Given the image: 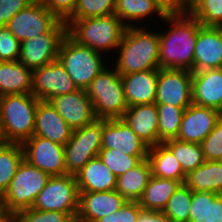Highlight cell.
I'll list each match as a JSON object with an SVG mask.
<instances>
[{"mask_svg": "<svg viewBox=\"0 0 222 222\" xmlns=\"http://www.w3.org/2000/svg\"><path fill=\"white\" fill-rule=\"evenodd\" d=\"M166 31H159L160 69H183L193 72L194 50L202 24L190 13L165 16Z\"/></svg>", "mask_w": 222, "mask_h": 222, "instance_id": "cell-1", "label": "cell"}, {"mask_svg": "<svg viewBox=\"0 0 222 222\" xmlns=\"http://www.w3.org/2000/svg\"><path fill=\"white\" fill-rule=\"evenodd\" d=\"M146 26L126 27L112 60L113 67L122 76L135 72L160 69L159 31ZM118 52V53H117ZM118 54V55H117ZM115 61V62H113Z\"/></svg>", "mask_w": 222, "mask_h": 222, "instance_id": "cell-2", "label": "cell"}, {"mask_svg": "<svg viewBox=\"0 0 222 222\" xmlns=\"http://www.w3.org/2000/svg\"><path fill=\"white\" fill-rule=\"evenodd\" d=\"M65 23L67 34L74 41L103 55L106 51L110 55L113 50L112 60L126 29L115 14L95 18L67 19Z\"/></svg>", "mask_w": 222, "mask_h": 222, "instance_id": "cell-3", "label": "cell"}, {"mask_svg": "<svg viewBox=\"0 0 222 222\" xmlns=\"http://www.w3.org/2000/svg\"><path fill=\"white\" fill-rule=\"evenodd\" d=\"M38 102L32 94L0 96V129L4 142L22 144L33 136Z\"/></svg>", "mask_w": 222, "mask_h": 222, "instance_id": "cell-4", "label": "cell"}, {"mask_svg": "<svg viewBox=\"0 0 222 222\" xmlns=\"http://www.w3.org/2000/svg\"><path fill=\"white\" fill-rule=\"evenodd\" d=\"M85 90L96 119L122 118L128 108L121 76L112 65H107Z\"/></svg>", "mask_w": 222, "mask_h": 222, "instance_id": "cell-5", "label": "cell"}, {"mask_svg": "<svg viewBox=\"0 0 222 222\" xmlns=\"http://www.w3.org/2000/svg\"><path fill=\"white\" fill-rule=\"evenodd\" d=\"M104 56L88 46L77 43L66 34L61 41L57 59L77 88L86 89L91 81L107 67V63H110Z\"/></svg>", "mask_w": 222, "mask_h": 222, "instance_id": "cell-6", "label": "cell"}, {"mask_svg": "<svg viewBox=\"0 0 222 222\" xmlns=\"http://www.w3.org/2000/svg\"><path fill=\"white\" fill-rule=\"evenodd\" d=\"M49 178L50 175L23 160L8 189L0 197V204L12 214L31 208Z\"/></svg>", "mask_w": 222, "mask_h": 222, "instance_id": "cell-7", "label": "cell"}, {"mask_svg": "<svg viewBox=\"0 0 222 222\" xmlns=\"http://www.w3.org/2000/svg\"><path fill=\"white\" fill-rule=\"evenodd\" d=\"M103 119L73 130L64 145L66 174L76 175L102 148Z\"/></svg>", "mask_w": 222, "mask_h": 222, "instance_id": "cell-8", "label": "cell"}, {"mask_svg": "<svg viewBox=\"0 0 222 222\" xmlns=\"http://www.w3.org/2000/svg\"><path fill=\"white\" fill-rule=\"evenodd\" d=\"M79 199L80 192L75 175L50 176L31 208L69 213L76 219Z\"/></svg>", "mask_w": 222, "mask_h": 222, "instance_id": "cell-9", "label": "cell"}, {"mask_svg": "<svg viewBox=\"0 0 222 222\" xmlns=\"http://www.w3.org/2000/svg\"><path fill=\"white\" fill-rule=\"evenodd\" d=\"M66 34L67 25L60 20L48 33L22 41L18 61L34 70L57 60L61 41Z\"/></svg>", "mask_w": 222, "mask_h": 222, "instance_id": "cell-10", "label": "cell"}, {"mask_svg": "<svg viewBox=\"0 0 222 222\" xmlns=\"http://www.w3.org/2000/svg\"><path fill=\"white\" fill-rule=\"evenodd\" d=\"M60 20L40 0L15 14L6 27L20 41L48 33Z\"/></svg>", "mask_w": 222, "mask_h": 222, "instance_id": "cell-11", "label": "cell"}, {"mask_svg": "<svg viewBox=\"0 0 222 222\" xmlns=\"http://www.w3.org/2000/svg\"><path fill=\"white\" fill-rule=\"evenodd\" d=\"M24 160L50 176L66 175L64 146L32 136L22 143Z\"/></svg>", "mask_w": 222, "mask_h": 222, "instance_id": "cell-12", "label": "cell"}, {"mask_svg": "<svg viewBox=\"0 0 222 222\" xmlns=\"http://www.w3.org/2000/svg\"><path fill=\"white\" fill-rule=\"evenodd\" d=\"M192 71L159 69L155 104L188 108L192 104Z\"/></svg>", "mask_w": 222, "mask_h": 222, "instance_id": "cell-13", "label": "cell"}, {"mask_svg": "<svg viewBox=\"0 0 222 222\" xmlns=\"http://www.w3.org/2000/svg\"><path fill=\"white\" fill-rule=\"evenodd\" d=\"M76 90L77 86L58 59L32 70V95L41 101Z\"/></svg>", "mask_w": 222, "mask_h": 222, "instance_id": "cell-14", "label": "cell"}, {"mask_svg": "<svg viewBox=\"0 0 222 222\" xmlns=\"http://www.w3.org/2000/svg\"><path fill=\"white\" fill-rule=\"evenodd\" d=\"M49 102L72 130L82 128L96 119L85 89L54 97Z\"/></svg>", "mask_w": 222, "mask_h": 222, "instance_id": "cell-15", "label": "cell"}, {"mask_svg": "<svg viewBox=\"0 0 222 222\" xmlns=\"http://www.w3.org/2000/svg\"><path fill=\"white\" fill-rule=\"evenodd\" d=\"M101 149H116L131 156H147L149 152V146L131 130L122 118L103 119Z\"/></svg>", "mask_w": 222, "mask_h": 222, "instance_id": "cell-16", "label": "cell"}, {"mask_svg": "<svg viewBox=\"0 0 222 222\" xmlns=\"http://www.w3.org/2000/svg\"><path fill=\"white\" fill-rule=\"evenodd\" d=\"M221 117V113L217 109L191 104L184 110L176 139L184 142L201 143Z\"/></svg>", "mask_w": 222, "mask_h": 222, "instance_id": "cell-17", "label": "cell"}, {"mask_svg": "<svg viewBox=\"0 0 222 222\" xmlns=\"http://www.w3.org/2000/svg\"><path fill=\"white\" fill-rule=\"evenodd\" d=\"M127 200L116 190L80 192L76 222H96L98 219L119 211Z\"/></svg>", "mask_w": 222, "mask_h": 222, "instance_id": "cell-18", "label": "cell"}, {"mask_svg": "<svg viewBox=\"0 0 222 222\" xmlns=\"http://www.w3.org/2000/svg\"><path fill=\"white\" fill-rule=\"evenodd\" d=\"M222 68V27L198 30L194 50L193 72Z\"/></svg>", "mask_w": 222, "mask_h": 222, "instance_id": "cell-19", "label": "cell"}, {"mask_svg": "<svg viewBox=\"0 0 222 222\" xmlns=\"http://www.w3.org/2000/svg\"><path fill=\"white\" fill-rule=\"evenodd\" d=\"M192 104L220 111L222 116V68L192 72Z\"/></svg>", "mask_w": 222, "mask_h": 222, "instance_id": "cell-20", "label": "cell"}, {"mask_svg": "<svg viewBox=\"0 0 222 222\" xmlns=\"http://www.w3.org/2000/svg\"><path fill=\"white\" fill-rule=\"evenodd\" d=\"M159 69L122 75L124 98L128 107L155 103Z\"/></svg>", "mask_w": 222, "mask_h": 222, "instance_id": "cell-21", "label": "cell"}, {"mask_svg": "<svg viewBox=\"0 0 222 222\" xmlns=\"http://www.w3.org/2000/svg\"><path fill=\"white\" fill-rule=\"evenodd\" d=\"M73 130L57 113L49 101L39 100L35 114V130L33 136L46 138L65 145L71 138Z\"/></svg>", "mask_w": 222, "mask_h": 222, "instance_id": "cell-22", "label": "cell"}, {"mask_svg": "<svg viewBox=\"0 0 222 222\" xmlns=\"http://www.w3.org/2000/svg\"><path fill=\"white\" fill-rule=\"evenodd\" d=\"M122 119L149 147L158 144V110L155 103L128 107Z\"/></svg>", "mask_w": 222, "mask_h": 222, "instance_id": "cell-23", "label": "cell"}, {"mask_svg": "<svg viewBox=\"0 0 222 222\" xmlns=\"http://www.w3.org/2000/svg\"><path fill=\"white\" fill-rule=\"evenodd\" d=\"M75 178L79 192H104L116 189L117 177L99 157L91 159Z\"/></svg>", "mask_w": 222, "mask_h": 222, "instance_id": "cell-24", "label": "cell"}, {"mask_svg": "<svg viewBox=\"0 0 222 222\" xmlns=\"http://www.w3.org/2000/svg\"><path fill=\"white\" fill-rule=\"evenodd\" d=\"M32 94V70L20 61H0V96Z\"/></svg>", "mask_w": 222, "mask_h": 222, "instance_id": "cell-25", "label": "cell"}, {"mask_svg": "<svg viewBox=\"0 0 222 222\" xmlns=\"http://www.w3.org/2000/svg\"><path fill=\"white\" fill-rule=\"evenodd\" d=\"M114 14L126 27H139V23L152 20L151 16L164 21L165 15L152 0H115Z\"/></svg>", "mask_w": 222, "mask_h": 222, "instance_id": "cell-26", "label": "cell"}, {"mask_svg": "<svg viewBox=\"0 0 222 222\" xmlns=\"http://www.w3.org/2000/svg\"><path fill=\"white\" fill-rule=\"evenodd\" d=\"M151 177V167L145 158L137 166L117 177L115 190L127 201H139Z\"/></svg>", "mask_w": 222, "mask_h": 222, "instance_id": "cell-27", "label": "cell"}, {"mask_svg": "<svg viewBox=\"0 0 222 222\" xmlns=\"http://www.w3.org/2000/svg\"><path fill=\"white\" fill-rule=\"evenodd\" d=\"M184 184L192 191L222 194V163L205 161L186 174Z\"/></svg>", "mask_w": 222, "mask_h": 222, "instance_id": "cell-28", "label": "cell"}, {"mask_svg": "<svg viewBox=\"0 0 222 222\" xmlns=\"http://www.w3.org/2000/svg\"><path fill=\"white\" fill-rule=\"evenodd\" d=\"M188 222H222V194L191 190Z\"/></svg>", "mask_w": 222, "mask_h": 222, "instance_id": "cell-29", "label": "cell"}, {"mask_svg": "<svg viewBox=\"0 0 222 222\" xmlns=\"http://www.w3.org/2000/svg\"><path fill=\"white\" fill-rule=\"evenodd\" d=\"M147 159L153 176L184 183L186 174L177 159L163 143L149 147Z\"/></svg>", "mask_w": 222, "mask_h": 222, "instance_id": "cell-30", "label": "cell"}, {"mask_svg": "<svg viewBox=\"0 0 222 222\" xmlns=\"http://www.w3.org/2000/svg\"><path fill=\"white\" fill-rule=\"evenodd\" d=\"M181 184L180 181L158 178L152 175L143 196L139 200L140 207L145 211L162 212L169 198Z\"/></svg>", "mask_w": 222, "mask_h": 222, "instance_id": "cell-31", "label": "cell"}, {"mask_svg": "<svg viewBox=\"0 0 222 222\" xmlns=\"http://www.w3.org/2000/svg\"><path fill=\"white\" fill-rule=\"evenodd\" d=\"M23 160L24 150L21 143L4 142L0 145V197L8 189Z\"/></svg>", "mask_w": 222, "mask_h": 222, "instance_id": "cell-32", "label": "cell"}, {"mask_svg": "<svg viewBox=\"0 0 222 222\" xmlns=\"http://www.w3.org/2000/svg\"><path fill=\"white\" fill-rule=\"evenodd\" d=\"M163 144L177 159L185 174L201 166L206 160L200 143L184 142L178 139L164 141Z\"/></svg>", "mask_w": 222, "mask_h": 222, "instance_id": "cell-33", "label": "cell"}, {"mask_svg": "<svg viewBox=\"0 0 222 222\" xmlns=\"http://www.w3.org/2000/svg\"><path fill=\"white\" fill-rule=\"evenodd\" d=\"M158 110V144L176 139L180 130L184 108L156 104Z\"/></svg>", "mask_w": 222, "mask_h": 222, "instance_id": "cell-34", "label": "cell"}, {"mask_svg": "<svg viewBox=\"0 0 222 222\" xmlns=\"http://www.w3.org/2000/svg\"><path fill=\"white\" fill-rule=\"evenodd\" d=\"M191 203V189L184 183L169 198L163 213L173 222H188Z\"/></svg>", "mask_w": 222, "mask_h": 222, "instance_id": "cell-35", "label": "cell"}, {"mask_svg": "<svg viewBox=\"0 0 222 222\" xmlns=\"http://www.w3.org/2000/svg\"><path fill=\"white\" fill-rule=\"evenodd\" d=\"M189 12L205 27H222V0H196Z\"/></svg>", "mask_w": 222, "mask_h": 222, "instance_id": "cell-36", "label": "cell"}, {"mask_svg": "<svg viewBox=\"0 0 222 222\" xmlns=\"http://www.w3.org/2000/svg\"><path fill=\"white\" fill-rule=\"evenodd\" d=\"M98 157L116 177L126 173L147 158V156L126 155L116 149H101Z\"/></svg>", "mask_w": 222, "mask_h": 222, "instance_id": "cell-37", "label": "cell"}, {"mask_svg": "<svg viewBox=\"0 0 222 222\" xmlns=\"http://www.w3.org/2000/svg\"><path fill=\"white\" fill-rule=\"evenodd\" d=\"M115 0H77L74 13L68 19H85L114 14Z\"/></svg>", "mask_w": 222, "mask_h": 222, "instance_id": "cell-38", "label": "cell"}, {"mask_svg": "<svg viewBox=\"0 0 222 222\" xmlns=\"http://www.w3.org/2000/svg\"><path fill=\"white\" fill-rule=\"evenodd\" d=\"M14 222H76L69 213L26 208L13 213Z\"/></svg>", "mask_w": 222, "mask_h": 222, "instance_id": "cell-39", "label": "cell"}, {"mask_svg": "<svg viewBox=\"0 0 222 222\" xmlns=\"http://www.w3.org/2000/svg\"><path fill=\"white\" fill-rule=\"evenodd\" d=\"M200 144L206 161H220L222 158V117Z\"/></svg>", "mask_w": 222, "mask_h": 222, "instance_id": "cell-40", "label": "cell"}, {"mask_svg": "<svg viewBox=\"0 0 222 222\" xmlns=\"http://www.w3.org/2000/svg\"><path fill=\"white\" fill-rule=\"evenodd\" d=\"M21 42L8 30L0 26V61H18Z\"/></svg>", "mask_w": 222, "mask_h": 222, "instance_id": "cell-41", "label": "cell"}, {"mask_svg": "<svg viewBox=\"0 0 222 222\" xmlns=\"http://www.w3.org/2000/svg\"><path fill=\"white\" fill-rule=\"evenodd\" d=\"M142 210L139 201H127L119 211L108 214L96 222H137Z\"/></svg>", "mask_w": 222, "mask_h": 222, "instance_id": "cell-42", "label": "cell"}, {"mask_svg": "<svg viewBox=\"0 0 222 222\" xmlns=\"http://www.w3.org/2000/svg\"><path fill=\"white\" fill-rule=\"evenodd\" d=\"M59 20L66 21L75 10L77 0H40Z\"/></svg>", "mask_w": 222, "mask_h": 222, "instance_id": "cell-43", "label": "cell"}, {"mask_svg": "<svg viewBox=\"0 0 222 222\" xmlns=\"http://www.w3.org/2000/svg\"><path fill=\"white\" fill-rule=\"evenodd\" d=\"M34 0H0V26H6L10 19Z\"/></svg>", "mask_w": 222, "mask_h": 222, "instance_id": "cell-44", "label": "cell"}, {"mask_svg": "<svg viewBox=\"0 0 222 222\" xmlns=\"http://www.w3.org/2000/svg\"><path fill=\"white\" fill-rule=\"evenodd\" d=\"M165 15H178L189 12V7L182 0H152Z\"/></svg>", "mask_w": 222, "mask_h": 222, "instance_id": "cell-45", "label": "cell"}, {"mask_svg": "<svg viewBox=\"0 0 222 222\" xmlns=\"http://www.w3.org/2000/svg\"><path fill=\"white\" fill-rule=\"evenodd\" d=\"M137 222H173L163 212L142 210Z\"/></svg>", "mask_w": 222, "mask_h": 222, "instance_id": "cell-46", "label": "cell"}, {"mask_svg": "<svg viewBox=\"0 0 222 222\" xmlns=\"http://www.w3.org/2000/svg\"><path fill=\"white\" fill-rule=\"evenodd\" d=\"M13 220V214L7 211L0 204V222H11Z\"/></svg>", "mask_w": 222, "mask_h": 222, "instance_id": "cell-47", "label": "cell"}, {"mask_svg": "<svg viewBox=\"0 0 222 222\" xmlns=\"http://www.w3.org/2000/svg\"><path fill=\"white\" fill-rule=\"evenodd\" d=\"M182 1L190 8L196 0H182Z\"/></svg>", "mask_w": 222, "mask_h": 222, "instance_id": "cell-48", "label": "cell"}, {"mask_svg": "<svg viewBox=\"0 0 222 222\" xmlns=\"http://www.w3.org/2000/svg\"><path fill=\"white\" fill-rule=\"evenodd\" d=\"M4 143V140H3V137H2V134H1V129H0V145H2Z\"/></svg>", "mask_w": 222, "mask_h": 222, "instance_id": "cell-49", "label": "cell"}]
</instances>
